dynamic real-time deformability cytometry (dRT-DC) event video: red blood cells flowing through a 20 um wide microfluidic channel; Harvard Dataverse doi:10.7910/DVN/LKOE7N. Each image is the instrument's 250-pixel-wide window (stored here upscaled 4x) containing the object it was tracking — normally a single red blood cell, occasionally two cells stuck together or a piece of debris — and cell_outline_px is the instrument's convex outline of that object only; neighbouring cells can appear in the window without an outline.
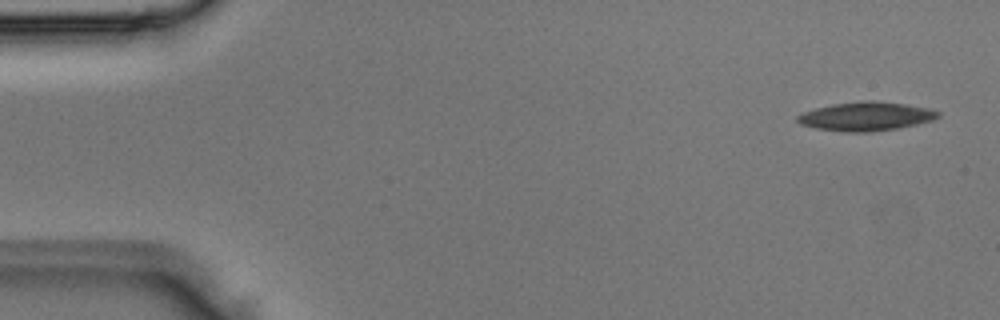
{"species": "Egyptian fruit bat (a non-hibernating species)", "species_latin": "Rousettus aegyptiacus", "temperature_condition": "room temperature", "stored_images_in_passage": 3, "camera_frame_rate_fps": 3000, "um_per_image_px": 0.085, "animal": {"sex": "male"}, "frame": {"image": 1, "passage_image": 1, "time_ms": 0.0, "image_size_px": [1000, 320], "cell_outline_px": [[940, 116], [932, 120], [900, 128], [872, 132], [844, 132], [816, 128], [800, 124], [796, 120], [796, 116], [804, 112], [816, 108], [832, 104], [864, 100], [872, 100], [904, 104], [932, 108], [940, 112]], "centroid_in_image_um": [73.62, 9.89], "position_along_channel_um": 11.4, "area_um2": 23.76}}
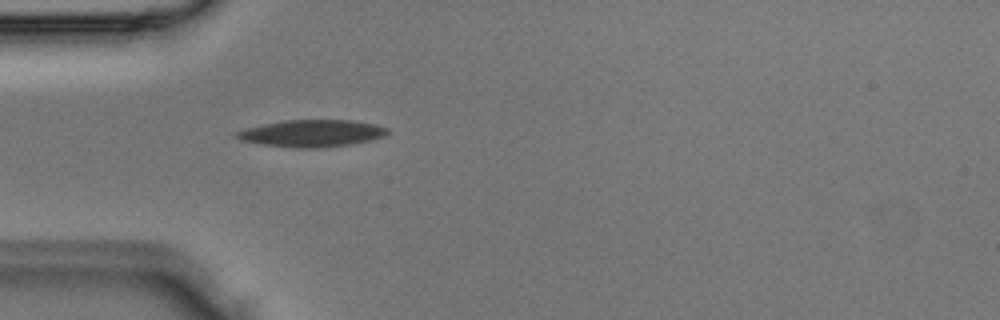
{"frame": {"image": 2, "passage_image": 3, "time_ms": 0.667, "image_size_px": [1000, 320], "cell_outline_px": [[392, 132], [388, 136], [372, 140], [348, 144], [320, 148], [296, 148], [260, 144], [240, 140], [232, 132], [264, 124], [288, 120], [352, 120], [376, 124], [388, 128]], "centroid_in_image_um": [26.57, 11.33], "position_along_channel_um": 58.4, "area_um2": 23.93}}